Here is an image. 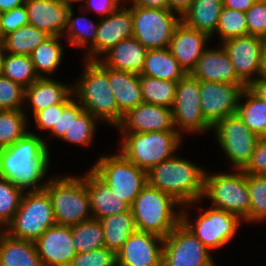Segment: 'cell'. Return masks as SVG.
<instances>
[{"label": "cell", "instance_id": "1", "mask_svg": "<svg viewBox=\"0 0 266 266\" xmlns=\"http://www.w3.org/2000/svg\"><path fill=\"white\" fill-rule=\"evenodd\" d=\"M49 150L44 141L33 132H28L12 146L0 149V177L9 180L24 192L44 189L38 185L49 169Z\"/></svg>", "mask_w": 266, "mask_h": 266}, {"label": "cell", "instance_id": "2", "mask_svg": "<svg viewBox=\"0 0 266 266\" xmlns=\"http://www.w3.org/2000/svg\"><path fill=\"white\" fill-rule=\"evenodd\" d=\"M205 173L189 160L174 156L151 168L147 179L149 185L172 195L186 206L202 199Z\"/></svg>", "mask_w": 266, "mask_h": 266}, {"label": "cell", "instance_id": "3", "mask_svg": "<svg viewBox=\"0 0 266 266\" xmlns=\"http://www.w3.org/2000/svg\"><path fill=\"white\" fill-rule=\"evenodd\" d=\"M85 71L77 86L73 87V94L77 95L79 104L95 118L117 126L123 118L118 110L113 91L109 84V68L99 59L85 60Z\"/></svg>", "mask_w": 266, "mask_h": 266}, {"label": "cell", "instance_id": "4", "mask_svg": "<svg viewBox=\"0 0 266 266\" xmlns=\"http://www.w3.org/2000/svg\"><path fill=\"white\" fill-rule=\"evenodd\" d=\"M175 205L182 206L172 195L147 184L130 207L136 229L165 238L182 220V212L173 211Z\"/></svg>", "mask_w": 266, "mask_h": 266}, {"label": "cell", "instance_id": "5", "mask_svg": "<svg viewBox=\"0 0 266 266\" xmlns=\"http://www.w3.org/2000/svg\"><path fill=\"white\" fill-rule=\"evenodd\" d=\"M44 189L51 199L56 224L73 226L93 218L88 213L91 208L85 176L50 179Z\"/></svg>", "mask_w": 266, "mask_h": 266}, {"label": "cell", "instance_id": "6", "mask_svg": "<svg viewBox=\"0 0 266 266\" xmlns=\"http://www.w3.org/2000/svg\"><path fill=\"white\" fill-rule=\"evenodd\" d=\"M121 134L124 137L121 154L147 172L161 162L174 157L173 153L182 140L178 131Z\"/></svg>", "mask_w": 266, "mask_h": 266}, {"label": "cell", "instance_id": "7", "mask_svg": "<svg viewBox=\"0 0 266 266\" xmlns=\"http://www.w3.org/2000/svg\"><path fill=\"white\" fill-rule=\"evenodd\" d=\"M55 224L52 202L47 191H27L22 196L13 220L4 231L11 237L35 242Z\"/></svg>", "mask_w": 266, "mask_h": 266}, {"label": "cell", "instance_id": "8", "mask_svg": "<svg viewBox=\"0 0 266 266\" xmlns=\"http://www.w3.org/2000/svg\"><path fill=\"white\" fill-rule=\"evenodd\" d=\"M238 173H220L204 176L203 197L210 199L214 208L237 215L241 220L249 221L250 196L247 186V174L242 169Z\"/></svg>", "mask_w": 266, "mask_h": 266}, {"label": "cell", "instance_id": "9", "mask_svg": "<svg viewBox=\"0 0 266 266\" xmlns=\"http://www.w3.org/2000/svg\"><path fill=\"white\" fill-rule=\"evenodd\" d=\"M91 169L130 207L148 184L147 171L127 160L121 153L101 156Z\"/></svg>", "mask_w": 266, "mask_h": 266}, {"label": "cell", "instance_id": "10", "mask_svg": "<svg viewBox=\"0 0 266 266\" xmlns=\"http://www.w3.org/2000/svg\"><path fill=\"white\" fill-rule=\"evenodd\" d=\"M133 37L147 50L168 48L181 17L168 9L131 6Z\"/></svg>", "mask_w": 266, "mask_h": 266}, {"label": "cell", "instance_id": "11", "mask_svg": "<svg viewBox=\"0 0 266 266\" xmlns=\"http://www.w3.org/2000/svg\"><path fill=\"white\" fill-rule=\"evenodd\" d=\"M162 246V266H215L209 249L182 221Z\"/></svg>", "mask_w": 266, "mask_h": 266}, {"label": "cell", "instance_id": "12", "mask_svg": "<svg viewBox=\"0 0 266 266\" xmlns=\"http://www.w3.org/2000/svg\"><path fill=\"white\" fill-rule=\"evenodd\" d=\"M221 148L236 169H243L250 161L260 137L252 132L236 113L218 121L214 126Z\"/></svg>", "mask_w": 266, "mask_h": 266}, {"label": "cell", "instance_id": "13", "mask_svg": "<svg viewBox=\"0 0 266 266\" xmlns=\"http://www.w3.org/2000/svg\"><path fill=\"white\" fill-rule=\"evenodd\" d=\"M241 219L222 209L210 208L192 224L186 213L182 212V222L203 243L209 251L223 247L231 241Z\"/></svg>", "mask_w": 266, "mask_h": 266}, {"label": "cell", "instance_id": "14", "mask_svg": "<svg viewBox=\"0 0 266 266\" xmlns=\"http://www.w3.org/2000/svg\"><path fill=\"white\" fill-rule=\"evenodd\" d=\"M172 117L174 127L187 132H204L213 127L204 119L200 105L199 80L187 74L177 82ZM178 126V127H177Z\"/></svg>", "mask_w": 266, "mask_h": 266}, {"label": "cell", "instance_id": "15", "mask_svg": "<svg viewBox=\"0 0 266 266\" xmlns=\"http://www.w3.org/2000/svg\"><path fill=\"white\" fill-rule=\"evenodd\" d=\"M247 85L199 81L200 105L204 119L213 127L237 113L241 94Z\"/></svg>", "mask_w": 266, "mask_h": 266}, {"label": "cell", "instance_id": "16", "mask_svg": "<svg viewBox=\"0 0 266 266\" xmlns=\"http://www.w3.org/2000/svg\"><path fill=\"white\" fill-rule=\"evenodd\" d=\"M163 243L160 235L136 230L116 254L117 266H162Z\"/></svg>", "mask_w": 266, "mask_h": 266}, {"label": "cell", "instance_id": "17", "mask_svg": "<svg viewBox=\"0 0 266 266\" xmlns=\"http://www.w3.org/2000/svg\"><path fill=\"white\" fill-rule=\"evenodd\" d=\"M35 246L43 266H69L77 255L71 226H51L35 241Z\"/></svg>", "mask_w": 266, "mask_h": 266}, {"label": "cell", "instance_id": "18", "mask_svg": "<svg viewBox=\"0 0 266 266\" xmlns=\"http://www.w3.org/2000/svg\"><path fill=\"white\" fill-rule=\"evenodd\" d=\"M122 133H148L153 131H177L171 108L141 103L128 110L116 126Z\"/></svg>", "mask_w": 266, "mask_h": 266}, {"label": "cell", "instance_id": "19", "mask_svg": "<svg viewBox=\"0 0 266 266\" xmlns=\"http://www.w3.org/2000/svg\"><path fill=\"white\" fill-rule=\"evenodd\" d=\"M237 76L248 86L251 75L260 71L261 39L252 35L240 36L222 42Z\"/></svg>", "mask_w": 266, "mask_h": 266}, {"label": "cell", "instance_id": "20", "mask_svg": "<svg viewBox=\"0 0 266 266\" xmlns=\"http://www.w3.org/2000/svg\"><path fill=\"white\" fill-rule=\"evenodd\" d=\"M28 24L50 36L63 37L72 7L58 0H25Z\"/></svg>", "mask_w": 266, "mask_h": 266}, {"label": "cell", "instance_id": "21", "mask_svg": "<svg viewBox=\"0 0 266 266\" xmlns=\"http://www.w3.org/2000/svg\"><path fill=\"white\" fill-rule=\"evenodd\" d=\"M211 37L185 25L182 21L176 26L168 49L187 74L191 72Z\"/></svg>", "mask_w": 266, "mask_h": 266}, {"label": "cell", "instance_id": "22", "mask_svg": "<svg viewBox=\"0 0 266 266\" xmlns=\"http://www.w3.org/2000/svg\"><path fill=\"white\" fill-rule=\"evenodd\" d=\"M189 75L199 81L246 85L236 74L225 49H206Z\"/></svg>", "mask_w": 266, "mask_h": 266}, {"label": "cell", "instance_id": "23", "mask_svg": "<svg viewBox=\"0 0 266 266\" xmlns=\"http://www.w3.org/2000/svg\"><path fill=\"white\" fill-rule=\"evenodd\" d=\"M133 36L132 10L118 8L98 23L95 39V61L98 55L108 52L121 40Z\"/></svg>", "mask_w": 266, "mask_h": 266}, {"label": "cell", "instance_id": "24", "mask_svg": "<svg viewBox=\"0 0 266 266\" xmlns=\"http://www.w3.org/2000/svg\"><path fill=\"white\" fill-rule=\"evenodd\" d=\"M85 184L93 218L100 220L130 210V206L118 197L92 169L86 173Z\"/></svg>", "mask_w": 266, "mask_h": 266}, {"label": "cell", "instance_id": "25", "mask_svg": "<svg viewBox=\"0 0 266 266\" xmlns=\"http://www.w3.org/2000/svg\"><path fill=\"white\" fill-rule=\"evenodd\" d=\"M148 50L133 36L121 40L99 61L108 68L140 75Z\"/></svg>", "mask_w": 266, "mask_h": 266}, {"label": "cell", "instance_id": "26", "mask_svg": "<svg viewBox=\"0 0 266 266\" xmlns=\"http://www.w3.org/2000/svg\"><path fill=\"white\" fill-rule=\"evenodd\" d=\"M73 86L54 81L49 77L39 78L26 88L25 100L30 101L33 115L55 104L69 103L73 97Z\"/></svg>", "mask_w": 266, "mask_h": 266}, {"label": "cell", "instance_id": "27", "mask_svg": "<svg viewBox=\"0 0 266 266\" xmlns=\"http://www.w3.org/2000/svg\"><path fill=\"white\" fill-rule=\"evenodd\" d=\"M109 84L122 115L144 103L138 74L109 68Z\"/></svg>", "mask_w": 266, "mask_h": 266}, {"label": "cell", "instance_id": "28", "mask_svg": "<svg viewBox=\"0 0 266 266\" xmlns=\"http://www.w3.org/2000/svg\"><path fill=\"white\" fill-rule=\"evenodd\" d=\"M0 266H43L34 241L0 235Z\"/></svg>", "mask_w": 266, "mask_h": 266}, {"label": "cell", "instance_id": "29", "mask_svg": "<svg viewBox=\"0 0 266 266\" xmlns=\"http://www.w3.org/2000/svg\"><path fill=\"white\" fill-rule=\"evenodd\" d=\"M222 8L223 0H193L181 21L188 27L212 37L216 32Z\"/></svg>", "mask_w": 266, "mask_h": 266}, {"label": "cell", "instance_id": "30", "mask_svg": "<svg viewBox=\"0 0 266 266\" xmlns=\"http://www.w3.org/2000/svg\"><path fill=\"white\" fill-rule=\"evenodd\" d=\"M140 75L178 82L187 73L168 48L148 50Z\"/></svg>", "mask_w": 266, "mask_h": 266}, {"label": "cell", "instance_id": "31", "mask_svg": "<svg viewBox=\"0 0 266 266\" xmlns=\"http://www.w3.org/2000/svg\"><path fill=\"white\" fill-rule=\"evenodd\" d=\"M104 231L105 247L116 254L135 232L136 225L132 210L107 216L99 220Z\"/></svg>", "mask_w": 266, "mask_h": 266}, {"label": "cell", "instance_id": "32", "mask_svg": "<svg viewBox=\"0 0 266 266\" xmlns=\"http://www.w3.org/2000/svg\"><path fill=\"white\" fill-rule=\"evenodd\" d=\"M241 97H247L245 103L238 104L237 114L244 124L260 138L266 137V101L256 96L246 87Z\"/></svg>", "mask_w": 266, "mask_h": 266}, {"label": "cell", "instance_id": "33", "mask_svg": "<svg viewBox=\"0 0 266 266\" xmlns=\"http://www.w3.org/2000/svg\"><path fill=\"white\" fill-rule=\"evenodd\" d=\"M49 36L45 31L28 24L7 34L3 45L6 53L30 56L32 51Z\"/></svg>", "mask_w": 266, "mask_h": 266}, {"label": "cell", "instance_id": "34", "mask_svg": "<svg viewBox=\"0 0 266 266\" xmlns=\"http://www.w3.org/2000/svg\"><path fill=\"white\" fill-rule=\"evenodd\" d=\"M72 99V124L63 136V140L69 143L90 145L96 128V119L83 107Z\"/></svg>", "mask_w": 266, "mask_h": 266}, {"label": "cell", "instance_id": "35", "mask_svg": "<svg viewBox=\"0 0 266 266\" xmlns=\"http://www.w3.org/2000/svg\"><path fill=\"white\" fill-rule=\"evenodd\" d=\"M144 103L172 108L177 82L139 75Z\"/></svg>", "mask_w": 266, "mask_h": 266}, {"label": "cell", "instance_id": "36", "mask_svg": "<svg viewBox=\"0 0 266 266\" xmlns=\"http://www.w3.org/2000/svg\"><path fill=\"white\" fill-rule=\"evenodd\" d=\"M73 246L77 253L105 247L103 227L98 219L91 218L71 226Z\"/></svg>", "mask_w": 266, "mask_h": 266}, {"label": "cell", "instance_id": "37", "mask_svg": "<svg viewBox=\"0 0 266 266\" xmlns=\"http://www.w3.org/2000/svg\"><path fill=\"white\" fill-rule=\"evenodd\" d=\"M59 39V36H49L30 54L38 77L45 78L41 72L52 74L59 67L63 55Z\"/></svg>", "mask_w": 266, "mask_h": 266}, {"label": "cell", "instance_id": "38", "mask_svg": "<svg viewBox=\"0 0 266 266\" xmlns=\"http://www.w3.org/2000/svg\"><path fill=\"white\" fill-rule=\"evenodd\" d=\"M1 74L24 88H28L40 78L30 56L12 53L5 54Z\"/></svg>", "mask_w": 266, "mask_h": 266}, {"label": "cell", "instance_id": "39", "mask_svg": "<svg viewBox=\"0 0 266 266\" xmlns=\"http://www.w3.org/2000/svg\"><path fill=\"white\" fill-rule=\"evenodd\" d=\"M24 114L23 110H0V149L12 146L29 132Z\"/></svg>", "mask_w": 266, "mask_h": 266}, {"label": "cell", "instance_id": "40", "mask_svg": "<svg viewBox=\"0 0 266 266\" xmlns=\"http://www.w3.org/2000/svg\"><path fill=\"white\" fill-rule=\"evenodd\" d=\"M73 11H71L69 16V22L66 26L65 31H68L67 38L70 41L69 44L77 46H84L86 43L91 40L90 44L91 46L88 53L86 55L87 59L89 61H95V39H96V33L98 24H94L92 21H89L87 24L84 25V17H77L72 19L73 17ZM84 18V19H83ZM86 20H89L86 18ZM90 23V24H89ZM83 24V25H82ZM89 39V40H88Z\"/></svg>", "mask_w": 266, "mask_h": 266}, {"label": "cell", "instance_id": "41", "mask_svg": "<svg viewBox=\"0 0 266 266\" xmlns=\"http://www.w3.org/2000/svg\"><path fill=\"white\" fill-rule=\"evenodd\" d=\"M250 196L249 222L266 219V175L247 174Z\"/></svg>", "mask_w": 266, "mask_h": 266}, {"label": "cell", "instance_id": "42", "mask_svg": "<svg viewBox=\"0 0 266 266\" xmlns=\"http://www.w3.org/2000/svg\"><path fill=\"white\" fill-rule=\"evenodd\" d=\"M216 32L219 33L223 42L232 38L248 35L246 14L241 11L223 7Z\"/></svg>", "mask_w": 266, "mask_h": 266}, {"label": "cell", "instance_id": "43", "mask_svg": "<svg viewBox=\"0 0 266 266\" xmlns=\"http://www.w3.org/2000/svg\"><path fill=\"white\" fill-rule=\"evenodd\" d=\"M23 191L9 180L0 177V228L13 220L20 207Z\"/></svg>", "mask_w": 266, "mask_h": 266}, {"label": "cell", "instance_id": "44", "mask_svg": "<svg viewBox=\"0 0 266 266\" xmlns=\"http://www.w3.org/2000/svg\"><path fill=\"white\" fill-rule=\"evenodd\" d=\"M26 88L0 74V110H22Z\"/></svg>", "mask_w": 266, "mask_h": 266}, {"label": "cell", "instance_id": "45", "mask_svg": "<svg viewBox=\"0 0 266 266\" xmlns=\"http://www.w3.org/2000/svg\"><path fill=\"white\" fill-rule=\"evenodd\" d=\"M69 266H117L116 253L106 247L77 253Z\"/></svg>", "mask_w": 266, "mask_h": 266}, {"label": "cell", "instance_id": "46", "mask_svg": "<svg viewBox=\"0 0 266 266\" xmlns=\"http://www.w3.org/2000/svg\"><path fill=\"white\" fill-rule=\"evenodd\" d=\"M248 35L266 36V0H257L245 13Z\"/></svg>", "mask_w": 266, "mask_h": 266}, {"label": "cell", "instance_id": "47", "mask_svg": "<svg viewBox=\"0 0 266 266\" xmlns=\"http://www.w3.org/2000/svg\"><path fill=\"white\" fill-rule=\"evenodd\" d=\"M1 26L4 35L28 25V13L25 4L8 12L0 13Z\"/></svg>", "mask_w": 266, "mask_h": 266}, {"label": "cell", "instance_id": "48", "mask_svg": "<svg viewBox=\"0 0 266 266\" xmlns=\"http://www.w3.org/2000/svg\"><path fill=\"white\" fill-rule=\"evenodd\" d=\"M251 175H266V137L258 140L250 161L242 169Z\"/></svg>", "mask_w": 266, "mask_h": 266}, {"label": "cell", "instance_id": "49", "mask_svg": "<svg viewBox=\"0 0 266 266\" xmlns=\"http://www.w3.org/2000/svg\"><path fill=\"white\" fill-rule=\"evenodd\" d=\"M68 103L55 104L50 107L45 108L42 111H39L34 119L36 121L37 127L41 130L51 131L53 126L58 122L59 112H62L63 108Z\"/></svg>", "mask_w": 266, "mask_h": 266}, {"label": "cell", "instance_id": "50", "mask_svg": "<svg viewBox=\"0 0 266 266\" xmlns=\"http://www.w3.org/2000/svg\"><path fill=\"white\" fill-rule=\"evenodd\" d=\"M72 124V100L59 112L58 122L53 126L51 134L62 139Z\"/></svg>", "mask_w": 266, "mask_h": 266}, {"label": "cell", "instance_id": "51", "mask_svg": "<svg viewBox=\"0 0 266 266\" xmlns=\"http://www.w3.org/2000/svg\"><path fill=\"white\" fill-rule=\"evenodd\" d=\"M121 0H85L88 8L95 10L101 16H108L119 8Z\"/></svg>", "mask_w": 266, "mask_h": 266}, {"label": "cell", "instance_id": "52", "mask_svg": "<svg viewBox=\"0 0 266 266\" xmlns=\"http://www.w3.org/2000/svg\"><path fill=\"white\" fill-rule=\"evenodd\" d=\"M256 96L266 101V78L255 77L247 86Z\"/></svg>", "mask_w": 266, "mask_h": 266}, {"label": "cell", "instance_id": "53", "mask_svg": "<svg viewBox=\"0 0 266 266\" xmlns=\"http://www.w3.org/2000/svg\"><path fill=\"white\" fill-rule=\"evenodd\" d=\"M257 0H223V7L246 13Z\"/></svg>", "mask_w": 266, "mask_h": 266}, {"label": "cell", "instance_id": "54", "mask_svg": "<svg viewBox=\"0 0 266 266\" xmlns=\"http://www.w3.org/2000/svg\"><path fill=\"white\" fill-rule=\"evenodd\" d=\"M193 0H167L168 10L177 12L180 17L189 9Z\"/></svg>", "mask_w": 266, "mask_h": 266}, {"label": "cell", "instance_id": "55", "mask_svg": "<svg viewBox=\"0 0 266 266\" xmlns=\"http://www.w3.org/2000/svg\"><path fill=\"white\" fill-rule=\"evenodd\" d=\"M133 6L146 8L168 9L167 0H130Z\"/></svg>", "mask_w": 266, "mask_h": 266}, {"label": "cell", "instance_id": "56", "mask_svg": "<svg viewBox=\"0 0 266 266\" xmlns=\"http://www.w3.org/2000/svg\"><path fill=\"white\" fill-rule=\"evenodd\" d=\"M261 39V56L259 77L266 78V36Z\"/></svg>", "mask_w": 266, "mask_h": 266}, {"label": "cell", "instance_id": "57", "mask_svg": "<svg viewBox=\"0 0 266 266\" xmlns=\"http://www.w3.org/2000/svg\"><path fill=\"white\" fill-rule=\"evenodd\" d=\"M25 0H0V13L8 12L14 8L20 7Z\"/></svg>", "mask_w": 266, "mask_h": 266}, {"label": "cell", "instance_id": "58", "mask_svg": "<svg viewBox=\"0 0 266 266\" xmlns=\"http://www.w3.org/2000/svg\"><path fill=\"white\" fill-rule=\"evenodd\" d=\"M5 47L3 45V43H0V74L2 73V69H3V60H4V56L5 54Z\"/></svg>", "mask_w": 266, "mask_h": 266}, {"label": "cell", "instance_id": "59", "mask_svg": "<svg viewBox=\"0 0 266 266\" xmlns=\"http://www.w3.org/2000/svg\"><path fill=\"white\" fill-rule=\"evenodd\" d=\"M60 3L64 4V5H68V6H72V3L73 2H82V1H85V0H58Z\"/></svg>", "mask_w": 266, "mask_h": 266}, {"label": "cell", "instance_id": "60", "mask_svg": "<svg viewBox=\"0 0 266 266\" xmlns=\"http://www.w3.org/2000/svg\"><path fill=\"white\" fill-rule=\"evenodd\" d=\"M4 38H5V35L3 33L2 26H1V20H0V43L4 42Z\"/></svg>", "mask_w": 266, "mask_h": 266}]
</instances>
